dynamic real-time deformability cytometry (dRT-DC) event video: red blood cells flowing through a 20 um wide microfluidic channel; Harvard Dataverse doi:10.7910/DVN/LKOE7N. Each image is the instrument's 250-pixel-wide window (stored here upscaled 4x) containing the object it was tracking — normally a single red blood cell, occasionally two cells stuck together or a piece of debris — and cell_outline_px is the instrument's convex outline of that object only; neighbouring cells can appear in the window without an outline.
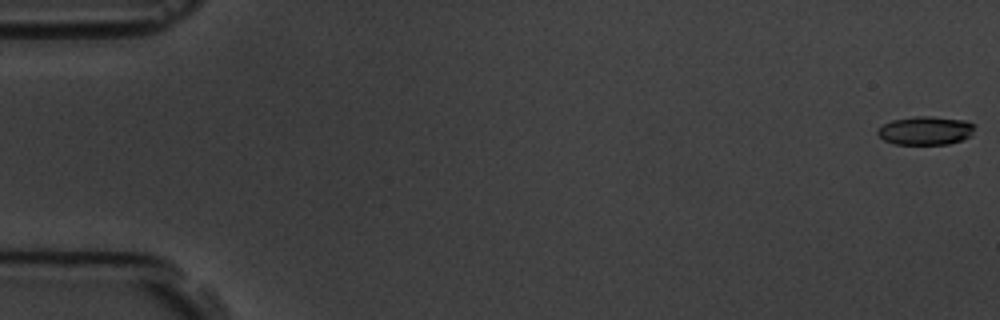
{"species": "common noctule bat (a hibernating species)", "species_latin": "Nyctalus noctula", "temperature_condition": "room temperature", "stored_images_in_passage": 5, "camera_frame_rate_fps": 3000, "um_per_image_px": 0.085, "animal": {"sex": "male", "body_mass_g": 19.5, "forearm_length_mm": 54.6}, "frame": {"image": 1, "passage_image": 1, "time_ms": 0.0, "image_size_px": [1000, 320], "cell_outline_px": [[976, 124], [972, 136], [948, 144], [896, 144], [884, 140], [876, 132], [884, 124], [892, 120], [916, 116], [932, 116], [968, 120]], "centroid_in_image_um": [78.74, 11.09], "position_along_channel_um": 6.3, "area_um2": 16.24}}
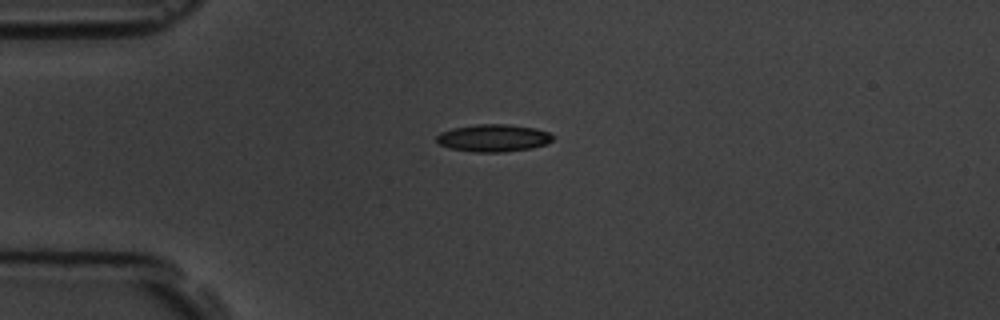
{"frame": {"image": 2, "passage_image": 5, "time_ms": 4.667, "image_size_px": [1000, 320], "cell_outline_px": [[556, 136], [552, 140], [544, 144], [532, 148], [504, 152], [476, 152], [448, 148], [440, 144], [436, 140], [436, 136], [440, 132], [452, 128], [476, 124], [508, 124], [536, 128], [548, 132]], "centroid_in_image_um": [41.93, 11.72], "position_along_channel_um": 43.1, "area_um2": 18.67}}